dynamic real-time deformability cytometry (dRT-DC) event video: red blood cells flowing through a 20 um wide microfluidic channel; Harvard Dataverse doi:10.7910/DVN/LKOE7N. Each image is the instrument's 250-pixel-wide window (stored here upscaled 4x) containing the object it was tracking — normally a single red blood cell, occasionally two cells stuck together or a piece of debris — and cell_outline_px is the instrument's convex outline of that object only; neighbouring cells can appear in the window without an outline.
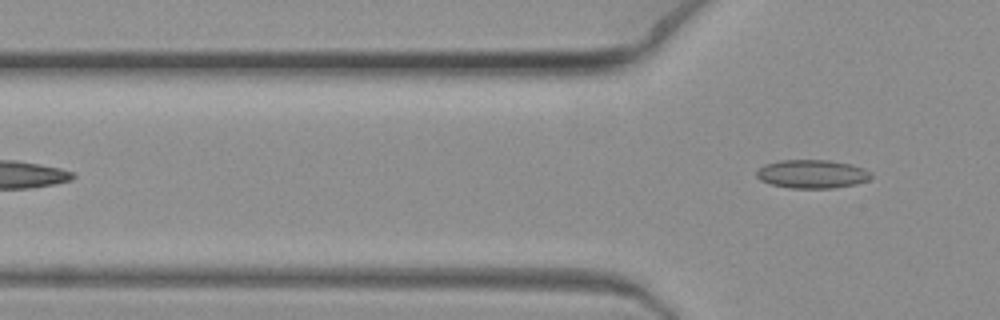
{"species": "common noctule bat (a hibernating species)", "species_latin": "Nyctalus noctula", "temperature_condition": "warm", "stored_images_in_passage": 9, "segment_of_instrument_passage": [2, 2], "camera_frame_rate_fps": 3000, "um_per_image_px": 0.085, "animal": {"sex": "female", "body_mass_g": 19.3, "forearm_length_mm": 54.1}, "frame": {"image": 1, "passage_image": 9, "time_ms": 2.667, "image_size_px": [1000, 320], "cell_outline_px": [[872, 176], [868, 180], [856, 184], [832, 188], [788, 188], [772, 184], [760, 180], [756, 176], [756, 172], [764, 164], [780, 160], [828, 160], [852, 164], [864, 168], [872, 172]], "centroid_in_image_um": [69.04, 14.78], "position_along_channel_um": 56.8, "area_um2": 19.13}}